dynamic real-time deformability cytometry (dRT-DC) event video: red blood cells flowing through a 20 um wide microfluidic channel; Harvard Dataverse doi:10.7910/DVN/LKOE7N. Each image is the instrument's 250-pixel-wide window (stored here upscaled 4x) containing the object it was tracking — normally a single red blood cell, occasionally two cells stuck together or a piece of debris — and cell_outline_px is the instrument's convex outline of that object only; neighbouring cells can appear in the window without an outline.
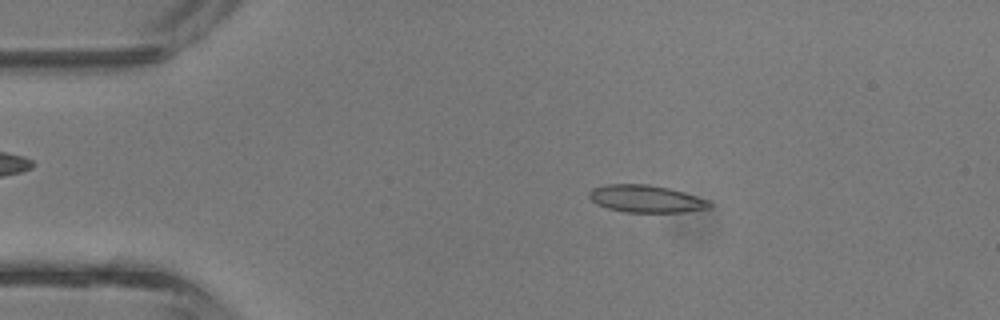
{"species": "common noctule bat (a hibernating species)", "species_latin": "Nyctalus noctula", "temperature_condition": "room temperature", "stored_images_in_passage": 3, "camera_frame_rate_fps": 3000, "um_per_image_px": 0.085, "animal": {"sex": "male", "body_mass_g": 13.3}, "frame": {"image": 1, "passage_image": 2, "time_ms": 0.333, "image_size_px": [1000, 320], "cell_outline_px": [[712, 208], [684, 212], [624, 212], [608, 208], [596, 204], [588, 196], [588, 192], [592, 188], [604, 184], [648, 184], [668, 188], [684, 192], [708, 200], [712, 204]], "centroid_in_image_um": [54.9, 16.9], "position_along_channel_um": 30.1, "area_um2": 19.31}}